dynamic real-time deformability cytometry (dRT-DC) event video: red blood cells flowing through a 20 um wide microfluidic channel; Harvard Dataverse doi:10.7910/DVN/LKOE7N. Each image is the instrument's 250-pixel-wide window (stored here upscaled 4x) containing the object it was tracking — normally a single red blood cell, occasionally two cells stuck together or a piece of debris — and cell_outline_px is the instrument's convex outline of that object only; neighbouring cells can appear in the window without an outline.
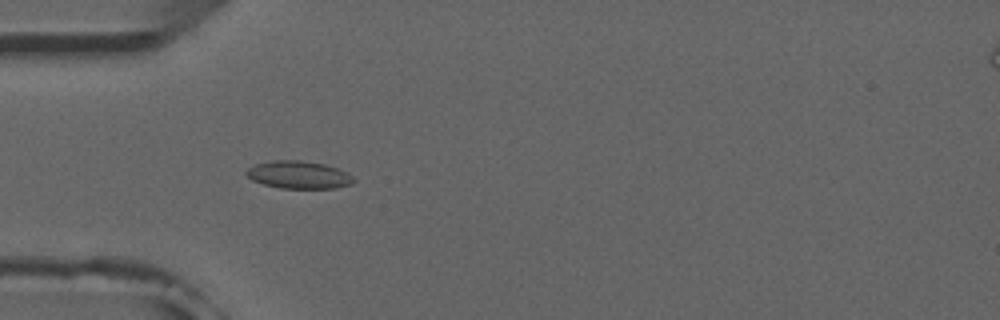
{"species": "common noctule bat (a hibernating species)", "species_latin": "Nyctalus noctula", "temperature_condition": "room temperature", "stored_images_in_passage": 52, "camera_frame_rate_fps": 3000, "um_per_image_px": 0.085, "animal": {"sex": "male", "forearm_length_mm": 52.5}, "frame": {"image": 1, "passage_image": 16, "time_ms": 5.0, "image_size_px": [1000, 320], "cell_outline_px": [[356, 180], [352, 184], [336, 188], [280, 188], [264, 184], [252, 180], [244, 172], [248, 168], [256, 164], [272, 160], [300, 160], [324, 164], [348, 172]], "centroid_in_image_um": [25.4, 14.86], "position_along_channel_um": 59.6, "area_um2": 17.28}}
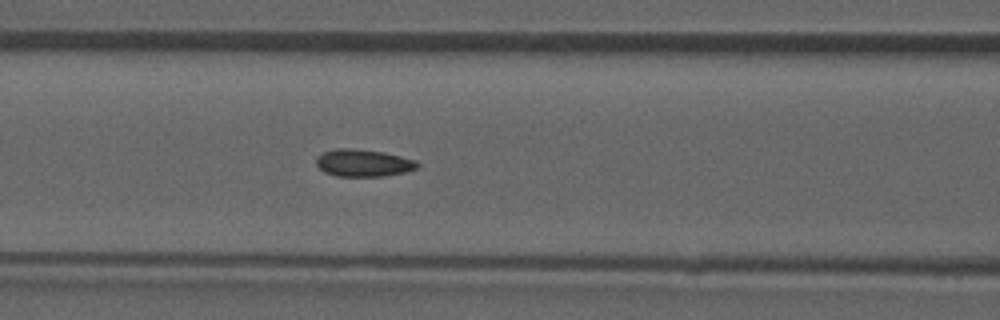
{"frame": {"image": 2, "passage_image": 22, "time_ms": 7.0, "image_size_px": [1000, 320], "cell_outline_px": [[420, 164], [416, 168], [404, 172], [384, 176], [336, 176], [324, 172], [316, 164], [316, 156], [324, 152], [336, 148], [352, 148], [384, 152], [416, 160]], "centroid_in_image_um": [30.86, 13.84], "position_along_channel_um": 135.7, "area_um2": 16.07}}
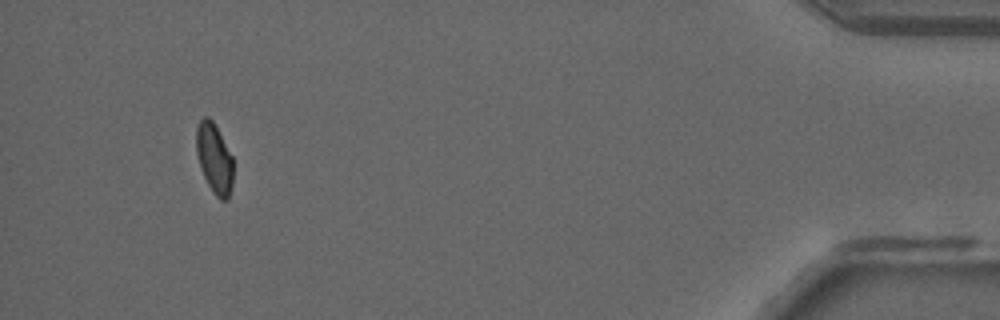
{"frame": {"image": 3, "passage_image": 49, "time_ms": 16.0, "image_size_px": [1000, 320], "cell_outline_px": [[232, 184], [228, 200], [220, 200], [216, 196], [208, 184], [200, 168], [196, 152], [196, 128], [200, 120], [204, 116], [208, 116], [212, 120], [232, 156]], "centroid_in_image_um": [18.2, 13.47], "position_along_channel_um": 417.0, "area_um2": 14.91}, "authors_computed_cell_mechanics": {"area_um2": 16.0973, "velocity_mm_per_s": 3.9369, "shape_relaxation_time_tau1_ms": null, "shape_relaxation_time_tau2_ms": 1.6405, "deformation_change_tau1": null, "deformation_change_tau2": 0.0599}}